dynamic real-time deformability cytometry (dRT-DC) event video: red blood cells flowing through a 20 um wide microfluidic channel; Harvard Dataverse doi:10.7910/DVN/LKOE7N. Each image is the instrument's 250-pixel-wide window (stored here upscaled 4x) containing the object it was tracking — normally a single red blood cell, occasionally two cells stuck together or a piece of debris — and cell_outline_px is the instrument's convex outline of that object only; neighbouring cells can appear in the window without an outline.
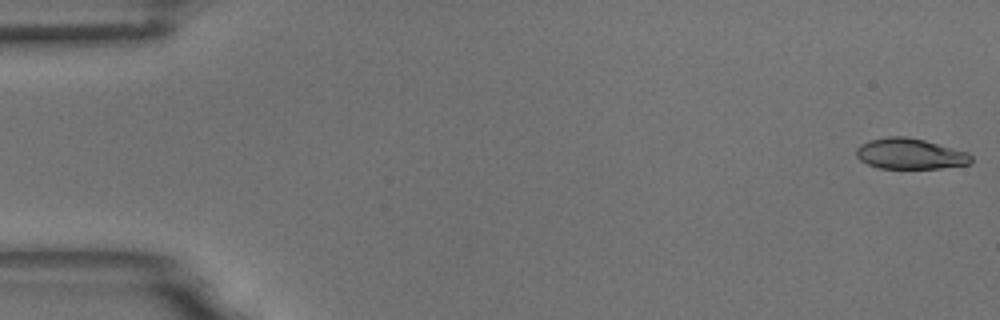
{"species": "common noctule bat (a hibernating species)", "species_latin": "Nyctalus noctula", "temperature_condition": "room temperature", "stored_images_in_passage": 56, "camera_frame_rate_fps": 3000, "um_per_image_px": 0.085, "animal": {"sex": "male", "body_mass_g": 18.8}, "frame": {"image": 1, "passage_image": 1, "time_ms": 0.0, "image_size_px": [1000, 320], "cell_outline_px": [[972, 160], [968, 164], [940, 168], [880, 168], [868, 164], [860, 160], [856, 156], [856, 148], [860, 144], [868, 140], [888, 136], [904, 136], [924, 140], [968, 152], [972, 156]], "centroid_in_image_um": [77.33, 13.06], "position_along_channel_um": 7.7, "area_um2": 20.52}}
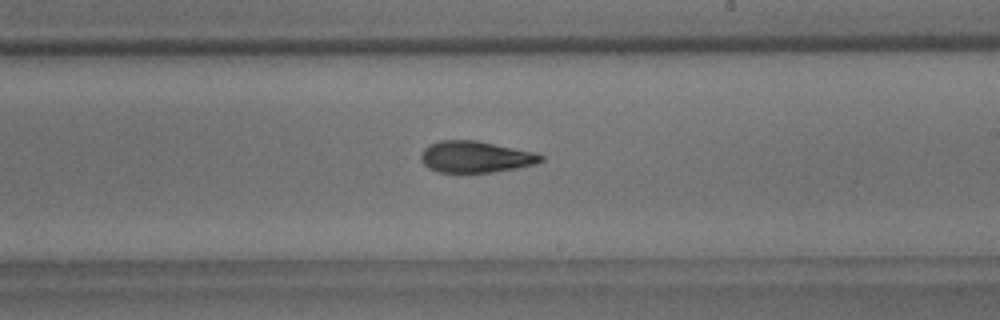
{"frame": {"image": 2, "passage_image": 33, "time_ms": 10.667, "image_size_px": [1000, 320], "cell_outline_px": [[544, 160], [536, 164], [516, 168], [492, 172], [436, 172], [428, 168], [420, 160], [420, 156], [424, 148], [428, 144], [440, 140], [476, 140], [532, 152], [544, 156]], "centroid_in_image_um": [40.37, 13.33], "position_along_channel_um": 248.6, "area_um2": 21.96}}
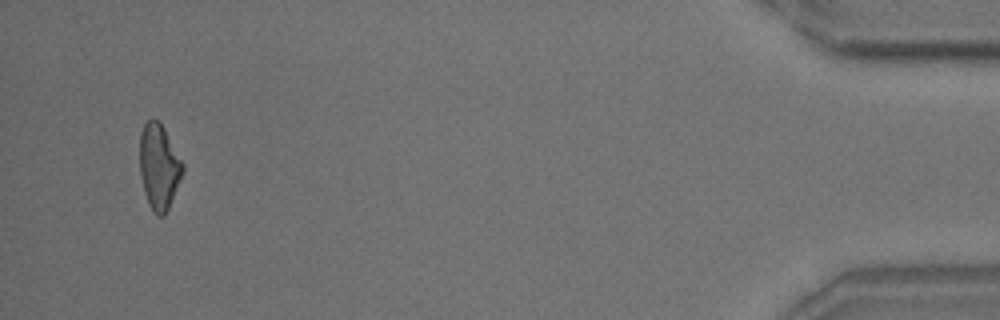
{"frame": {"image": 3, "passage_image": 54, "time_ms": 17.667, "image_size_px": [1000, 320], "cell_outline_px": [[184, 172], [168, 208], [164, 216], [156, 216], [148, 204], [144, 192], [140, 176], [140, 132], [144, 124], [152, 116], [160, 120], [184, 164]], "centroid_in_image_um": [13.51, 14.13], "position_along_channel_um": 421.7, "area_um2": 21.68}, "authors_computed_cell_mechanics": {"area_um2": 21.8484, "velocity_mm_per_s": 3.5988, "shape_relaxation_time_tau1_ms": 4.9387, "shape_relaxation_time_tau2_ms": 4.8211, "deformation_change_tau1": 0.1693, "deformation_change_tau2": 0.1366}}